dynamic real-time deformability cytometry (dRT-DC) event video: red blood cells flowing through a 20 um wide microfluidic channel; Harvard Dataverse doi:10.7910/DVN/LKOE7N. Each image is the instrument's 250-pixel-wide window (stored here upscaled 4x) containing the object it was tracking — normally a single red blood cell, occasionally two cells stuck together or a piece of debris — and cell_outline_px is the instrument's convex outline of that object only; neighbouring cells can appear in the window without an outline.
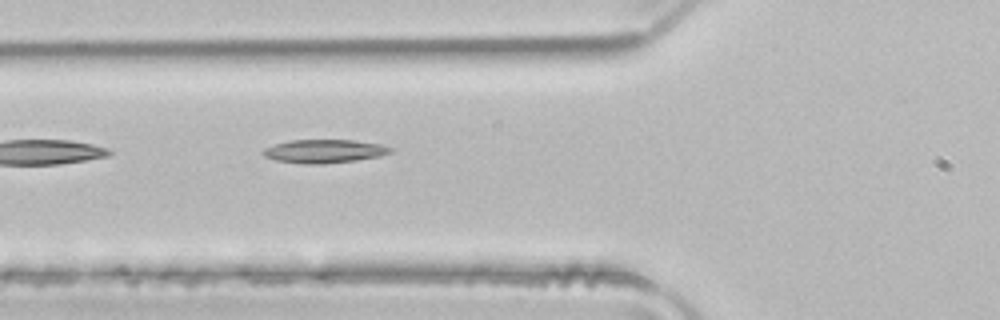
{"species": "common noctule bat (a hibernating species)", "species_latin": "Nyctalus noctula", "temperature_condition": "room temperature", "stored_images_in_passage": 2, "camera_frame_rate_fps": 3000, "um_per_image_px": 0.085, "animal": {"sex": "male", "body_mass_g": 21.5, "forearm_length_mm": 52.0}, "frame": {"image": 1, "passage_image": 2, "time_ms": 0.333, "image_size_px": [1000, 320], "cell_outline_px": [[392, 152], [380, 156], [356, 160], [324, 164], [308, 164], [276, 160], [264, 156], [260, 152], [264, 148], [276, 144], [292, 140], [352, 140], [380, 144], [392, 148]], "centroid_in_image_um": [27.56, 12.85], "position_along_channel_um": 98.2, "area_um2": 17.28}}